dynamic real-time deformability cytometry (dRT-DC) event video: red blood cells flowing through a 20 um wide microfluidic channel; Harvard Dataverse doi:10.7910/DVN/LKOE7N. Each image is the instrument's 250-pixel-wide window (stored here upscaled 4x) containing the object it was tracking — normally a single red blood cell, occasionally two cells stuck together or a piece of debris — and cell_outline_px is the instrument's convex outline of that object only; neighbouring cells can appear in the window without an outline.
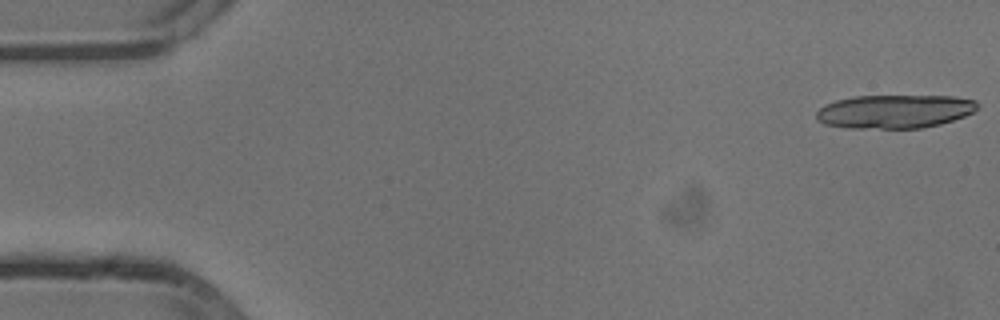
{"species": "common noctule bat (a hibernating species)", "species_latin": "Nyctalus noctula", "temperature_condition": "cold", "stored_images_in_passage": 18, "camera_frame_rate_fps": 3000, "um_per_image_px": 0.085, "animal": {"sex": "male", "body_mass_g": 13.3}, "frame": {"image": 1, "passage_image": 1, "time_ms": 0.0, "image_size_px": [1000, 320], "cell_outline_px": [[980, 104], [972, 112], [964, 116], [940, 124], [924, 128], [848, 128], [824, 124], [816, 120], [816, 112], [824, 104], [836, 100], [856, 96], [952, 96], [976, 100]], "centroid_in_image_um": [76.02, 9.47], "position_along_channel_um": 9.0, "area_um2": 31.62}}